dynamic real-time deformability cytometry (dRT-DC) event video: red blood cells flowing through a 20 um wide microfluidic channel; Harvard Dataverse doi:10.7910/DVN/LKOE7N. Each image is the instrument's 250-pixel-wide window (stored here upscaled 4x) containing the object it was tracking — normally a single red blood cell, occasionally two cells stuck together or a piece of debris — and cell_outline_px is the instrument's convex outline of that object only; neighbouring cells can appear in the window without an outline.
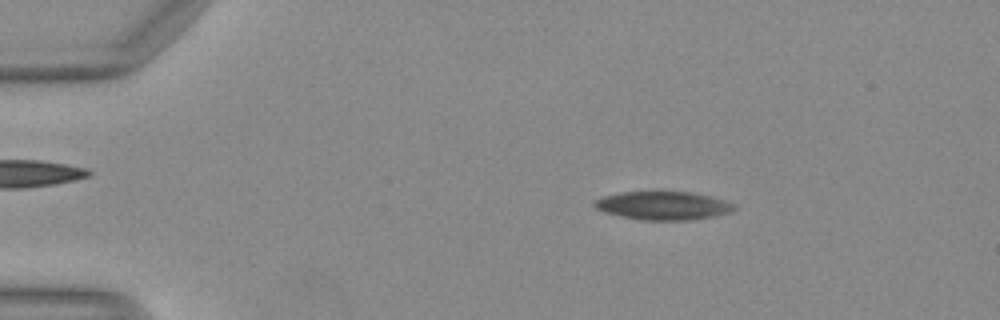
{"species": "Egyptian fruit bat (a non-hibernating species)", "species_latin": "Rousettus aegyptiacus", "temperature_condition": "warm", "stored_images_in_passage": 45, "camera_frame_rate_fps": 3000, "um_per_image_px": 0.085, "animal": {"sex": "female"}, "frame": {"image": 1, "passage_image": 3, "time_ms": 0.667, "image_size_px": [1000, 320], "cell_outline_px": [[736, 208], [732, 212], [716, 216], [688, 220], [644, 220], [620, 216], [604, 212], [596, 208], [592, 204], [596, 200], [604, 196], [620, 192], [692, 192], [724, 200], [736, 204]], "centroid_in_image_um": [56.39, 17.48], "position_along_channel_um": 28.6, "area_um2": 23.06}}
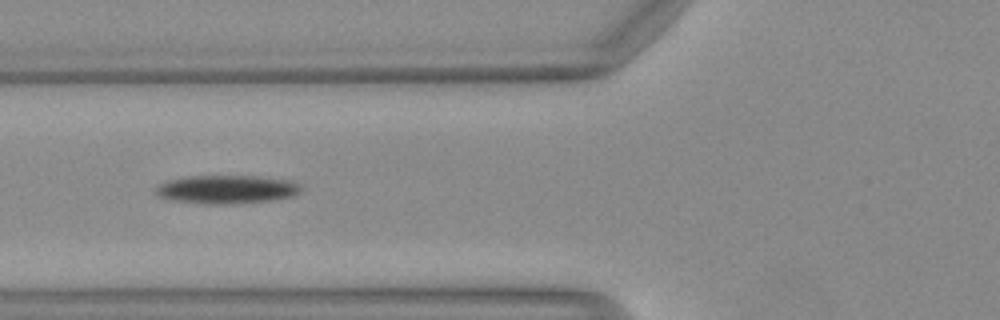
{"frame": {"image": 2, "passage_image": 14, "time_ms": 4.333, "image_size_px": [1000, 320], "cell_outline_px": [[300, 192], [292, 196], [268, 200], [236, 204], [204, 204], [172, 200], [160, 196], [156, 192], [156, 188], [160, 184], [168, 180], [192, 176], [252, 176], [296, 180], [300, 184]], "centroid_in_image_um": [19.31, 16.09], "position_along_channel_um": 106.5, "area_um2": 23.99}}
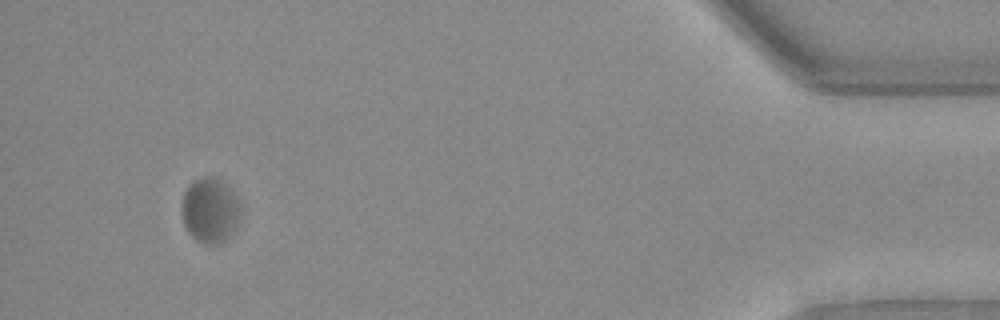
{"frame": {"image": 3, "passage_image": 42, "time_ms": 13.667, "image_size_px": [1000, 320], "cell_outline_px": [[240, 212], [236, 224], [228, 240], [220, 244], [204, 244], [196, 240], [188, 232], [184, 224], [184, 192], [188, 184], [192, 180], [204, 176], [216, 176], [232, 192], [240, 204]], "centroid_in_image_um": [17.86, 17.88], "position_along_channel_um": 417.3, "area_um2": 22.02}, "authors_computed_cell_mechanics": {"area_um2": 23.3512, "velocity_mm_per_s": 4.0418, "shape_relaxation_time_tau1_ms": 5.4874, "shape_relaxation_time_tau2_ms": null, "deformation_change_tau1": 0.1483, "deformation_change_tau2": null}}